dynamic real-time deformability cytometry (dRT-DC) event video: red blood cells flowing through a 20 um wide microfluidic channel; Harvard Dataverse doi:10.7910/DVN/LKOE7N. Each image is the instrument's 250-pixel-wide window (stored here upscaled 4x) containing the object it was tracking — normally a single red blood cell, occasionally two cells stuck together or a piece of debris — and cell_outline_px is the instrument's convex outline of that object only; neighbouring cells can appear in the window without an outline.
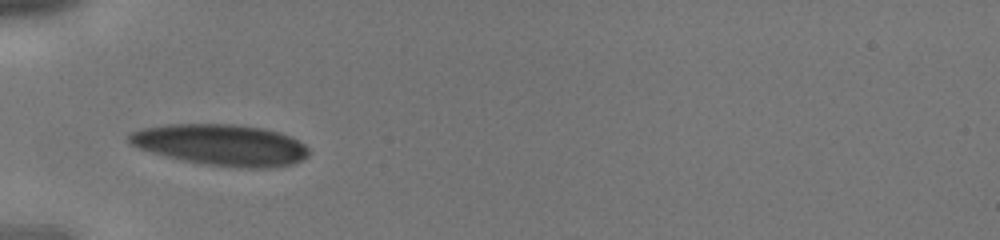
{"species": "human", "species_latin": "Homo sapiens", "temperature_condition": "cold", "stored_images_in_passage": 4, "camera_frame_rate_fps": 3000, "um_per_image_px": 0.085, "donor": {"sex": "male"}, "frame": {"image": 1, "passage_image": 2, "time_ms": 0.333, "image_size_px": [1000, 240], "cell_outline_px": [[308, 156], [292, 164], [268, 168], [252, 168], [208, 164], [184, 160], [152, 152], [140, 148], [132, 144], [128, 140], [128, 136], [132, 132], [140, 128], [168, 124], [236, 124], [264, 128], [280, 132], [292, 136], [304, 144], [308, 148]], "centroid_in_image_um": [18.83, 12.29], "position_along_channel_um": 66.2, "area_um2": 42.89}}
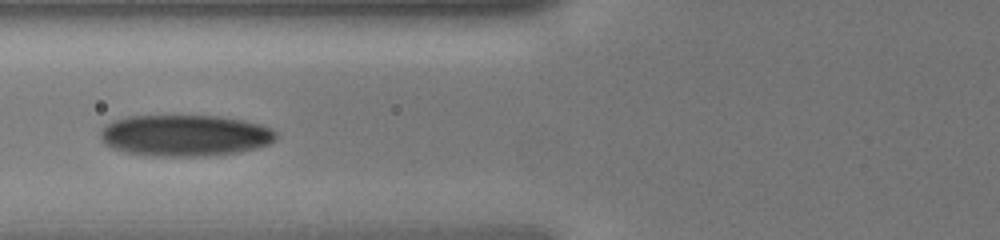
{"frame": {"image": 2, "passage_image": 3, "time_ms": 0.667, "image_size_px": [1000, 240], "cell_outline_px": [[276, 140], [268, 144], [256, 148], [240, 152], [208, 156], [152, 156], [124, 152], [112, 148], [104, 144], [100, 136], [100, 132], [104, 124], [112, 120], [128, 116], [216, 116], [244, 120], [260, 124], [272, 128], [276, 132]], "centroid_in_image_um": [15.7, 11.52], "position_along_channel_um": 110.1, "area_um2": 42.77}}
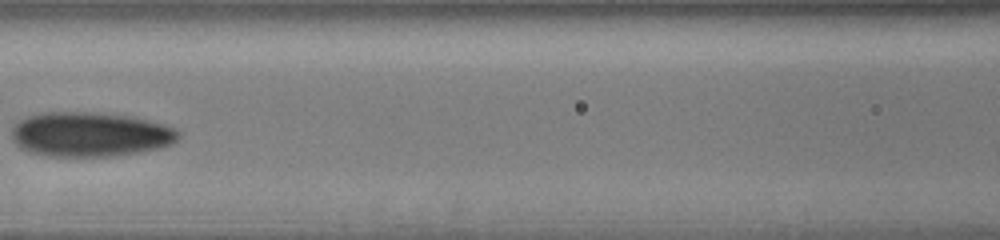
{"frame": {"image": 3, "passage_image": 4, "time_ms": 1.0, "image_size_px": [1000, 240], "cell_outline_px": [[180, 136], [172, 144], [164, 148], [116, 156], [48, 156], [28, 152], [20, 148], [12, 140], [12, 124], [28, 116], [40, 112], [96, 112], [132, 116], [164, 124], [176, 128], [180, 132]], "centroid_in_image_um": [7.67, 11.42], "position_along_channel_um": 158.9, "area_um2": 43.99}}